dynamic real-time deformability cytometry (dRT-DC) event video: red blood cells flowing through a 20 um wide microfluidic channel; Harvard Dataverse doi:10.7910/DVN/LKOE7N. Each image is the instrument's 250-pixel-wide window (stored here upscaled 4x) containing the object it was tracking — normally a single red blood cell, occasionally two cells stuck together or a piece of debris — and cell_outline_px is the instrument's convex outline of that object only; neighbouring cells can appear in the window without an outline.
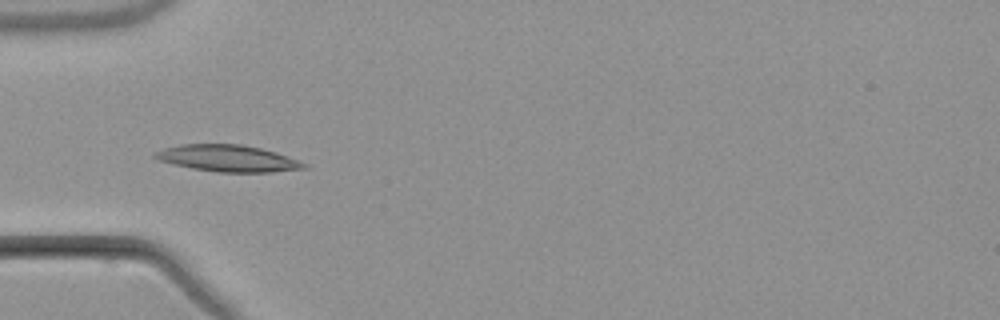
{"species": "common noctule bat (a hibernating species)", "species_latin": "Nyctalus noctula", "temperature_condition": "warm", "stored_images_in_passage": 8, "camera_frame_rate_fps": 3000, "um_per_image_px": 0.085, "animal": {"sex": "male", "body_mass_g": 21.5, "forearm_length_mm": 52.0}, "frame": {"image": 1, "passage_image": 4, "time_ms": 5.333, "image_size_px": [1000, 320], "cell_outline_px": [[308, 168], [272, 172], [216, 172], [192, 168], [172, 164], [160, 160], [152, 156], [152, 152], [164, 148], [180, 144], [240, 144], [260, 148], [276, 152], [308, 164]], "centroid_in_image_um": [19.35, 13.46], "position_along_channel_um": 65.7, "area_um2": 23.18}}
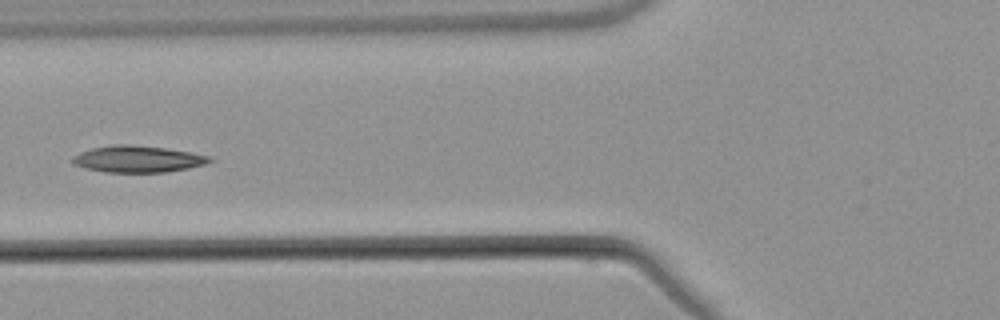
{"frame": {"image": 2, "passage_image": 5, "time_ms": 6.667, "image_size_px": [1000, 320], "cell_outline_px": [[216, 160], [204, 164], [188, 168], [168, 172], [104, 172], [72, 164], [68, 160], [72, 156], [80, 152], [92, 148], [112, 144], [128, 144], [164, 148], [192, 152], [212, 156]], "centroid_in_image_um": [11.71, 13.51], "position_along_channel_um": 114.1, "area_um2": 21.5}}
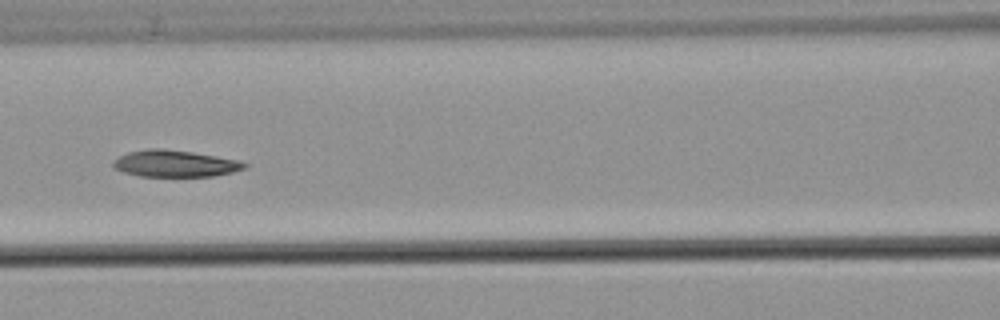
{"frame": {"image": 3, "passage_image": 6, "time_ms": 7.667, "image_size_px": [1000, 320], "cell_outline_px": [[248, 168], [232, 172], [212, 176], [140, 176], [124, 172], [112, 168], [112, 160], [128, 152], [148, 148], [164, 148], [192, 152], [216, 156], [236, 160], [248, 164]], "centroid_in_image_um": [14.84, 13.9], "position_along_channel_um": 151.8, "area_um2": 20.46}}